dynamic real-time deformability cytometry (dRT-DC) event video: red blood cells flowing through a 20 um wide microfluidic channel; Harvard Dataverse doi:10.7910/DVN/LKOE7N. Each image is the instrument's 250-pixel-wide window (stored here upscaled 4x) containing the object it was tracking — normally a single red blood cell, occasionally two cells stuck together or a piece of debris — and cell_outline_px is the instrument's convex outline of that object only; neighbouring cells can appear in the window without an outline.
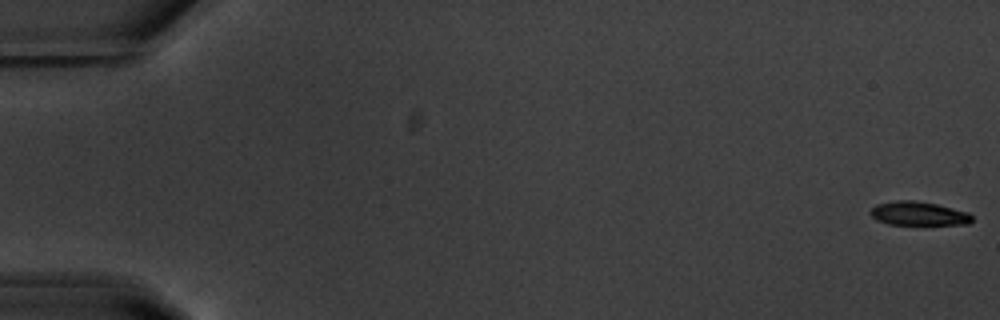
{"species": "common noctule bat (a hibernating species)", "species_latin": "Nyctalus noctula", "temperature_condition": "warm", "stored_images_in_passage": 56, "camera_frame_rate_fps": 3000, "um_per_image_px": 0.085, "animal": {"sex": "male", "body_mass_g": 20.1, "forearm_length_mm": 53.5}, "frame": {"image": 1, "passage_image": 1, "time_ms": 0.0, "image_size_px": [1000, 320], "cell_outline_px": [[972, 220], [968, 224], [888, 224], [876, 220], [868, 212], [876, 204], [896, 200], [916, 200], [936, 204], [968, 212], [972, 216]], "centroid_in_image_um": [78.03, 18.14], "position_along_channel_um": 7.0, "area_um2": 14.05}}
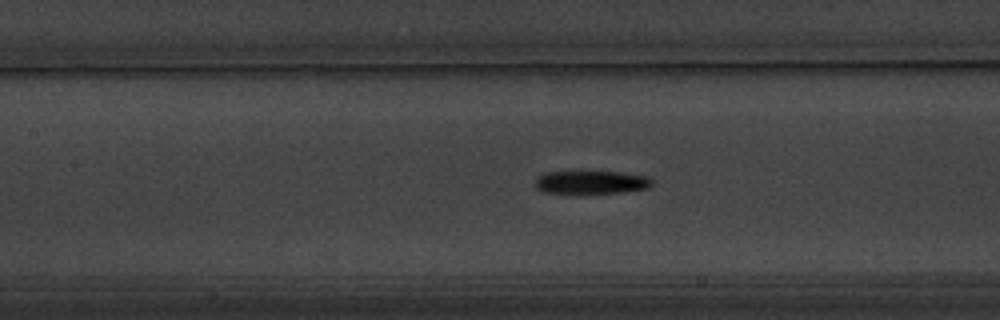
{"frame": {"image": 2, "passage_image": 26, "time_ms": 8.333, "image_size_px": [1000, 320], "cell_outline_px": [[652, 184], [648, 188], [624, 192], [544, 192], [536, 188], [536, 176], [544, 172], [580, 168], [620, 172], [648, 176], [652, 180]], "centroid_in_image_um": [50.21, 15.41], "position_along_channel_um": 157.2, "area_um2": 16.53}}
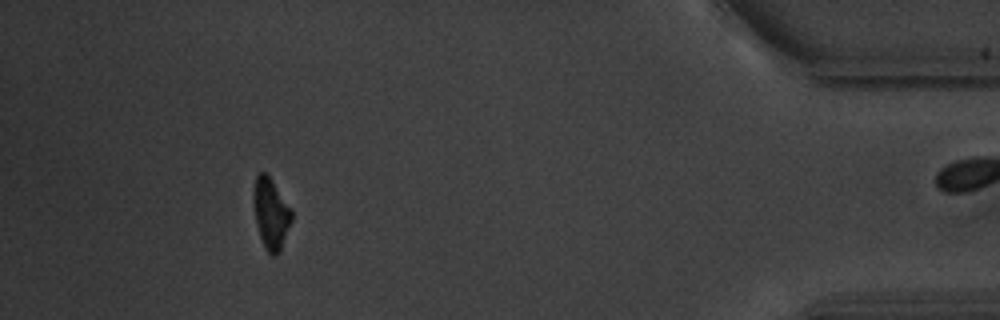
{"frame": {"image": 3, "passage_image": 51, "time_ms": 16.667, "image_size_px": [1000, 320], "cell_outline_px": [[292, 220], [280, 252], [276, 256], [272, 256], [264, 248], [256, 224], [252, 196], [252, 192], [256, 176], [260, 172], [268, 172], [292, 208]], "centroid_in_image_um": [23.03, 18.11], "position_along_channel_um": 412.2, "area_um2": 16.24}, "authors_computed_cell_mechanics": {"area_um2": 16.0684, "velocity_mm_per_s": 3.7168, "shape_relaxation_time_tau1_ms": 2.5352, "shape_relaxation_time_tau2_ms": null, "deformation_change_tau1": 0.1473, "deformation_change_tau2": null}}